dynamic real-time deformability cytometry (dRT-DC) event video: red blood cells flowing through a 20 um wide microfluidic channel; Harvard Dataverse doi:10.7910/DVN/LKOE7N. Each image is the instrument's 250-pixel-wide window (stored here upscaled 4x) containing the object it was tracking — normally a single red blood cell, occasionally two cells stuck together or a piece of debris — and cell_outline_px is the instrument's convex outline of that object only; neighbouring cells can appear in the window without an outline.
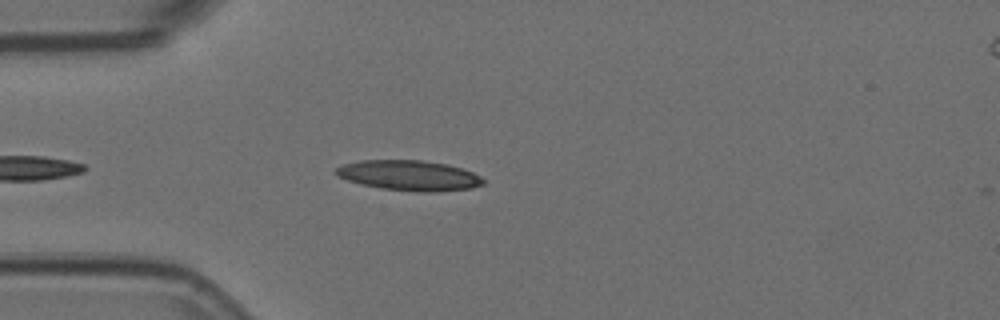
{"species": "Egyptian fruit bat (a non-hibernating species)", "species_latin": "Rousettus aegyptiacus", "temperature_condition": "room temperature", "stored_images_in_passage": 6, "camera_frame_rate_fps": 3000, "um_per_image_px": 0.085, "animal": {"sex": "female"}, "frame": {"image": 1, "passage_image": 5, "time_ms": 1.333, "image_size_px": [1000, 320], "cell_outline_px": [[484, 184], [472, 188], [440, 192], [420, 192], [380, 188], [348, 180], [340, 176], [336, 172], [336, 168], [344, 164], [360, 160], [424, 160], [448, 164], [472, 172], [480, 176], [484, 180]], "centroid_in_image_um": [34.84, 14.91], "position_along_channel_um": 50.2, "area_um2": 25.84}}